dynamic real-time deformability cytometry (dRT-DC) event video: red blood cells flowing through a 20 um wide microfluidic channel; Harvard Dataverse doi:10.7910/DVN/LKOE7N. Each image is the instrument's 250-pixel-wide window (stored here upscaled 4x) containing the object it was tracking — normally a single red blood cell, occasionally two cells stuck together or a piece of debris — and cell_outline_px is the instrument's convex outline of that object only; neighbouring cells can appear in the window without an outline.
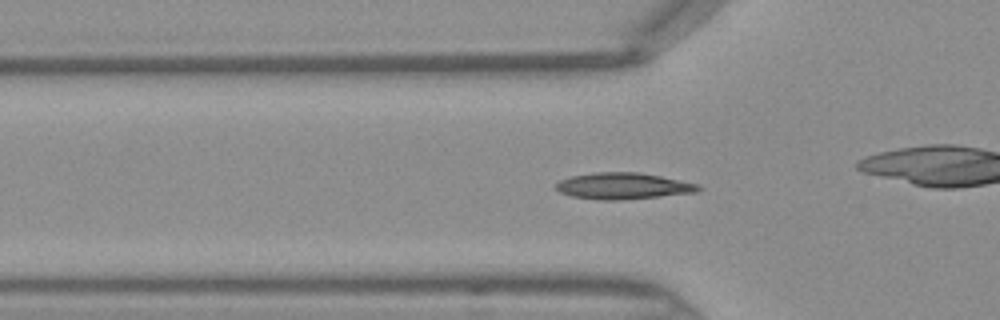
{"species": "Egyptian fruit bat (a non-hibernating species)", "species_latin": "Rousettus aegyptiacus", "temperature_condition": "warm", "stored_images_in_passage": 39, "camera_frame_rate_fps": 3000, "um_per_image_px": 0.085, "frame": {"image": 1, "passage_image": 14, "time_ms": 4.333, "image_size_px": [1000, 320], "cell_outline_px": [[700, 188], [696, 192], [660, 196], [620, 200], [600, 200], [572, 196], [560, 192], [556, 188], [556, 184], [560, 180], [572, 176], [596, 172], [640, 172], [700, 184]], "centroid_in_image_um": [52.96, 15.8], "position_along_channel_um": 72.8, "area_um2": 21.73}}
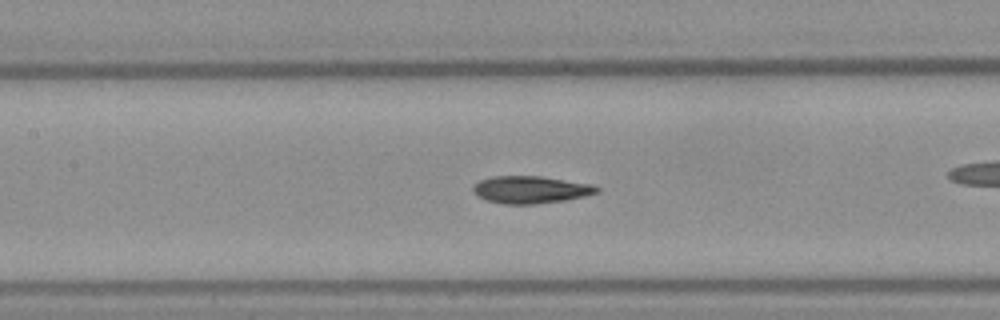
{"frame": {"image": 2, "passage_image": 20, "time_ms": 6.333, "image_size_px": [1000, 320], "cell_outline_px": [[600, 192], [584, 196], [564, 200], [536, 204], [504, 204], [488, 200], [476, 196], [472, 188], [480, 180], [492, 176], [540, 176], [592, 184], [600, 188]], "centroid_in_image_um": [45.12, 16.12], "position_along_channel_um": 162.3, "area_um2": 19.65}}
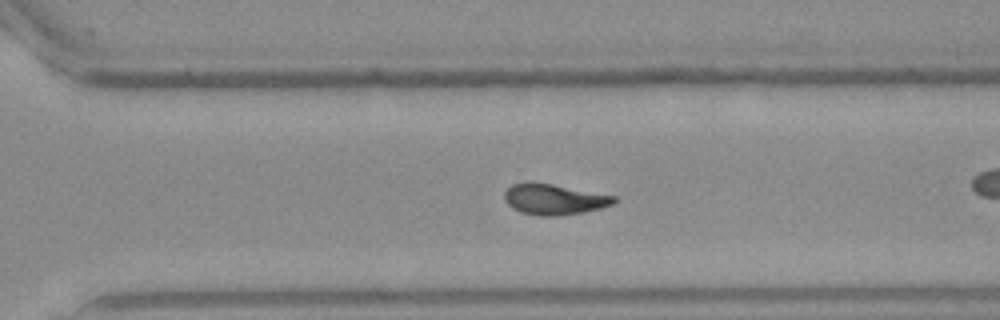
{"frame": {"image": 3, "passage_image": 31, "time_ms": 10.0, "image_size_px": [1000, 320], "cell_outline_px": [[616, 200], [612, 204], [600, 208], [580, 212], [556, 216], [540, 216], [520, 212], [512, 208], [504, 200], [504, 192], [512, 184], [528, 180], [552, 184], [616, 196]], "centroid_in_image_um": [47.03, 16.92], "position_along_channel_um": 323.6, "area_um2": 19.65}}